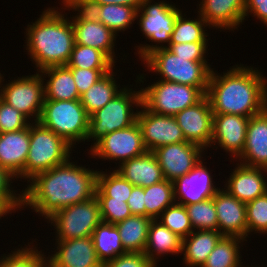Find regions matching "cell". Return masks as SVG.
I'll use <instances>...</instances> for the list:
<instances>
[{
	"instance_id": "6da1fadb",
	"label": "cell",
	"mask_w": 267,
	"mask_h": 267,
	"mask_svg": "<svg viewBox=\"0 0 267 267\" xmlns=\"http://www.w3.org/2000/svg\"><path fill=\"white\" fill-rule=\"evenodd\" d=\"M72 159L27 182V188L22 190V210L31 208L46 220L62 208L95 196L98 171L77 165Z\"/></svg>"
},
{
	"instance_id": "7a4b0ae2",
	"label": "cell",
	"mask_w": 267,
	"mask_h": 267,
	"mask_svg": "<svg viewBox=\"0 0 267 267\" xmlns=\"http://www.w3.org/2000/svg\"><path fill=\"white\" fill-rule=\"evenodd\" d=\"M222 73L213 68L209 78L206 96L213 114L251 117L267 108V78L262 70L240 63Z\"/></svg>"
},
{
	"instance_id": "3957f363",
	"label": "cell",
	"mask_w": 267,
	"mask_h": 267,
	"mask_svg": "<svg viewBox=\"0 0 267 267\" xmlns=\"http://www.w3.org/2000/svg\"><path fill=\"white\" fill-rule=\"evenodd\" d=\"M58 9V6L45 8L37 21L24 28L27 43L24 48L37 71L52 66H66L74 48L71 18L63 7Z\"/></svg>"
},
{
	"instance_id": "277c9868",
	"label": "cell",
	"mask_w": 267,
	"mask_h": 267,
	"mask_svg": "<svg viewBox=\"0 0 267 267\" xmlns=\"http://www.w3.org/2000/svg\"><path fill=\"white\" fill-rule=\"evenodd\" d=\"M153 2V3H152ZM173 2H166V0H143L140 8L137 10L136 21L141 29L143 36L152 42L151 45L139 44L135 49L142 61L151 52L167 48L170 45L171 33L174 30L176 18L182 11ZM154 42V43H153ZM156 43V44H155ZM167 45H166V44ZM155 44V45H153ZM165 44V45H164Z\"/></svg>"
},
{
	"instance_id": "5b68a950",
	"label": "cell",
	"mask_w": 267,
	"mask_h": 267,
	"mask_svg": "<svg viewBox=\"0 0 267 267\" xmlns=\"http://www.w3.org/2000/svg\"><path fill=\"white\" fill-rule=\"evenodd\" d=\"M73 147L59 135L43 126L39 121L30 123V147L21 172V179L26 182L38 173L48 171L71 159Z\"/></svg>"
},
{
	"instance_id": "8992f818",
	"label": "cell",
	"mask_w": 267,
	"mask_h": 267,
	"mask_svg": "<svg viewBox=\"0 0 267 267\" xmlns=\"http://www.w3.org/2000/svg\"><path fill=\"white\" fill-rule=\"evenodd\" d=\"M142 104L141 88L133 90L123 86V90L111 99L103 108L89 116L87 141L94 143L90 149L106 134L125 129L136 122L138 108ZM135 106L136 112L133 109Z\"/></svg>"
},
{
	"instance_id": "52a82bcc",
	"label": "cell",
	"mask_w": 267,
	"mask_h": 267,
	"mask_svg": "<svg viewBox=\"0 0 267 267\" xmlns=\"http://www.w3.org/2000/svg\"><path fill=\"white\" fill-rule=\"evenodd\" d=\"M141 62L149 72L160 76L158 80L198 87L206 95L213 69L208 62L188 61L167 48L151 52Z\"/></svg>"
},
{
	"instance_id": "ba28073f",
	"label": "cell",
	"mask_w": 267,
	"mask_h": 267,
	"mask_svg": "<svg viewBox=\"0 0 267 267\" xmlns=\"http://www.w3.org/2000/svg\"><path fill=\"white\" fill-rule=\"evenodd\" d=\"M39 122L73 148L88 136L89 115L80 100H44Z\"/></svg>"
},
{
	"instance_id": "9c48e42d",
	"label": "cell",
	"mask_w": 267,
	"mask_h": 267,
	"mask_svg": "<svg viewBox=\"0 0 267 267\" xmlns=\"http://www.w3.org/2000/svg\"><path fill=\"white\" fill-rule=\"evenodd\" d=\"M142 104L151 112L175 116L199 102L205 94L198 88L163 80L141 87Z\"/></svg>"
},
{
	"instance_id": "30bf717a",
	"label": "cell",
	"mask_w": 267,
	"mask_h": 267,
	"mask_svg": "<svg viewBox=\"0 0 267 267\" xmlns=\"http://www.w3.org/2000/svg\"><path fill=\"white\" fill-rule=\"evenodd\" d=\"M55 230V240L90 237L102 222L100 204L96 196L56 211L47 219Z\"/></svg>"
},
{
	"instance_id": "8fae6325",
	"label": "cell",
	"mask_w": 267,
	"mask_h": 267,
	"mask_svg": "<svg viewBox=\"0 0 267 267\" xmlns=\"http://www.w3.org/2000/svg\"><path fill=\"white\" fill-rule=\"evenodd\" d=\"M4 76L0 79V98L14 107L31 122L40 119L45 100L44 80L39 71L35 74L16 77L4 83ZM32 119V120H31Z\"/></svg>"
},
{
	"instance_id": "7c38bea8",
	"label": "cell",
	"mask_w": 267,
	"mask_h": 267,
	"mask_svg": "<svg viewBox=\"0 0 267 267\" xmlns=\"http://www.w3.org/2000/svg\"><path fill=\"white\" fill-rule=\"evenodd\" d=\"M61 5L66 11L70 10L77 13L71 17L73 25L75 44H80L87 47L104 52L114 63L117 60L115 54L116 35L112 30L96 20L88 11L84 10L74 0H62ZM77 11V12H76Z\"/></svg>"
},
{
	"instance_id": "4fadbf2b",
	"label": "cell",
	"mask_w": 267,
	"mask_h": 267,
	"mask_svg": "<svg viewBox=\"0 0 267 267\" xmlns=\"http://www.w3.org/2000/svg\"><path fill=\"white\" fill-rule=\"evenodd\" d=\"M147 152L137 121L131 126L106 134L90 150L93 158L114 162L120 165L124 161L139 157Z\"/></svg>"
},
{
	"instance_id": "5bb4252c",
	"label": "cell",
	"mask_w": 267,
	"mask_h": 267,
	"mask_svg": "<svg viewBox=\"0 0 267 267\" xmlns=\"http://www.w3.org/2000/svg\"><path fill=\"white\" fill-rule=\"evenodd\" d=\"M138 110L136 121L147 151L153 152L161 146L186 141L175 116L153 113L143 104Z\"/></svg>"
},
{
	"instance_id": "9a60e30c",
	"label": "cell",
	"mask_w": 267,
	"mask_h": 267,
	"mask_svg": "<svg viewBox=\"0 0 267 267\" xmlns=\"http://www.w3.org/2000/svg\"><path fill=\"white\" fill-rule=\"evenodd\" d=\"M205 149L189 141L161 146L153 151L163 176L168 181H175L191 171L203 158Z\"/></svg>"
},
{
	"instance_id": "2e32d148",
	"label": "cell",
	"mask_w": 267,
	"mask_h": 267,
	"mask_svg": "<svg viewBox=\"0 0 267 267\" xmlns=\"http://www.w3.org/2000/svg\"><path fill=\"white\" fill-rule=\"evenodd\" d=\"M204 161L201 159L191 171L173 181L175 203L185 206L202 202L220 189L214 185V176Z\"/></svg>"
},
{
	"instance_id": "e0dca14e",
	"label": "cell",
	"mask_w": 267,
	"mask_h": 267,
	"mask_svg": "<svg viewBox=\"0 0 267 267\" xmlns=\"http://www.w3.org/2000/svg\"><path fill=\"white\" fill-rule=\"evenodd\" d=\"M175 118L185 140L200 145L207 151L213 135V112L207 96L177 113Z\"/></svg>"
},
{
	"instance_id": "ac0fdd59",
	"label": "cell",
	"mask_w": 267,
	"mask_h": 267,
	"mask_svg": "<svg viewBox=\"0 0 267 267\" xmlns=\"http://www.w3.org/2000/svg\"><path fill=\"white\" fill-rule=\"evenodd\" d=\"M249 118L234 114H213L210 148L214 146L212 148L217 150L220 147L234 161L244 150Z\"/></svg>"
},
{
	"instance_id": "d6986e66",
	"label": "cell",
	"mask_w": 267,
	"mask_h": 267,
	"mask_svg": "<svg viewBox=\"0 0 267 267\" xmlns=\"http://www.w3.org/2000/svg\"><path fill=\"white\" fill-rule=\"evenodd\" d=\"M55 251L47 257V267H103L91 236L56 240Z\"/></svg>"
},
{
	"instance_id": "ffe728a7",
	"label": "cell",
	"mask_w": 267,
	"mask_h": 267,
	"mask_svg": "<svg viewBox=\"0 0 267 267\" xmlns=\"http://www.w3.org/2000/svg\"><path fill=\"white\" fill-rule=\"evenodd\" d=\"M236 168L224 182L225 189L239 201L247 203L267 192V169L235 164Z\"/></svg>"
},
{
	"instance_id": "44dd1931",
	"label": "cell",
	"mask_w": 267,
	"mask_h": 267,
	"mask_svg": "<svg viewBox=\"0 0 267 267\" xmlns=\"http://www.w3.org/2000/svg\"><path fill=\"white\" fill-rule=\"evenodd\" d=\"M197 8L199 15L210 28L233 31L245 20L246 0H202Z\"/></svg>"
},
{
	"instance_id": "7402d4cb",
	"label": "cell",
	"mask_w": 267,
	"mask_h": 267,
	"mask_svg": "<svg viewBox=\"0 0 267 267\" xmlns=\"http://www.w3.org/2000/svg\"><path fill=\"white\" fill-rule=\"evenodd\" d=\"M218 231L223 236H239L247 240L246 203L219 189L214 196Z\"/></svg>"
},
{
	"instance_id": "603a6c76",
	"label": "cell",
	"mask_w": 267,
	"mask_h": 267,
	"mask_svg": "<svg viewBox=\"0 0 267 267\" xmlns=\"http://www.w3.org/2000/svg\"><path fill=\"white\" fill-rule=\"evenodd\" d=\"M237 160L249 167L267 169V108L249 118L245 147Z\"/></svg>"
},
{
	"instance_id": "cb8c5ba5",
	"label": "cell",
	"mask_w": 267,
	"mask_h": 267,
	"mask_svg": "<svg viewBox=\"0 0 267 267\" xmlns=\"http://www.w3.org/2000/svg\"><path fill=\"white\" fill-rule=\"evenodd\" d=\"M30 147V125L22 130L0 134V167L6 169L16 180L25 168Z\"/></svg>"
},
{
	"instance_id": "d4e9b609",
	"label": "cell",
	"mask_w": 267,
	"mask_h": 267,
	"mask_svg": "<svg viewBox=\"0 0 267 267\" xmlns=\"http://www.w3.org/2000/svg\"><path fill=\"white\" fill-rule=\"evenodd\" d=\"M116 168L114 170L133 186L145 188L165 180L155 154L150 151L139 157L124 161Z\"/></svg>"
},
{
	"instance_id": "484cf974",
	"label": "cell",
	"mask_w": 267,
	"mask_h": 267,
	"mask_svg": "<svg viewBox=\"0 0 267 267\" xmlns=\"http://www.w3.org/2000/svg\"><path fill=\"white\" fill-rule=\"evenodd\" d=\"M223 237L218 230H194L182 239L181 254L187 267H202Z\"/></svg>"
},
{
	"instance_id": "4316f807",
	"label": "cell",
	"mask_w": 267,
	"mask_h": 267,
	"mask_svg": "<svg viewBox=\"0 0 267 267\" xmlns=\"http://www.w3.org/2000/svg\"><path fill=\"white\" fill-rule=\"evenodd\" d=\"M44 81L45 100H80V96L67 66H52L39 71ZM48 77V80L45 78Z\"/></svg>"
},
{
	"instance_id": "83f0119b",
	"label": "cell",
	"mask_w": 267,
	"mask_h": 267,
	"mask_svg": "<svg viewBox=\"0 0 267 267\" xmlns=\"http://www.w3.org/2000/svg\"><path fill=\"white\" fill-rule=\"evenodd\" d=\"M182 238L173 233L157 220H152L147 236L144 254L157 267L160 257L179 255L181 253Z\"/></svg>"
},
{
	"instance_id": "f1b7e54d",
	"label": "cell",
	"mask_w": 267,
	"mask_h": 267,
	"mask_svg": "<svg viewBox=\"0 0 267 267\" xmlns=\"http://www.w3.org/2000/svg\"><path fill=\"white\" fill-rule=\"evenodd\" d=\"M81 7L116 35L129 29L136 20L137 9L128 5L105 4Z\"/></svg>"
},
{
	"instance_id": "f546056e",
	"label": "cell",
	"mask_w": 267,
	"mask_h": 267,
	"mask_svg": "<svg viewBox=\"0 0 267 267\" xmlns=\"http://www.w3.org/2000/svg\"><path fill=\"white\" fill-rule=\"evenodd\" d=\"M116 75L117 73L111 70L80 96V102L89 116L103 108L123 90L116 81Z\"/></svg>"
},
{
	"instance_id": "4dcf8cb0",
	"label": "cell",
	"mask_w": 267,
	"mask_h": 267,
	"mask_svg": "<svg viewBox=\"0 0 267 267\" xmlns=\"http://www.w3.org/2000/svg\"><path fill=\"white\" fill-rule=\"evenodd\" d=\"M152 220L148 216L131 215L115 224L126 252H144Z\"/></svg>"
},
{
	"instance_id": "1f68e13d",
	"label": "cell",
	"mask_w": 267,
	"mask_h": 267,
	"mask_svg": "<svg viewBox=\"0 0 267 267\" xmlns=\"http://www.w3.org/2000/svg\"><path fill=\"white\" fill-rule=\"evenodd\" d=\"M98 259L105 262L126 253L115 224L101 222L91 235Z\"/></svg>"
},
{
	"instance_id": "d6a6232c",
	"label": "cell",
	"mask_w": 267,
	"mask_h": 267,
	"mask_svg": "<svg viewBox=\"0 0 267 267\" xmlns=\"http://www.w3.org/2000/svg\"><path fill=\"white\" fill-rule=\"evenodd\" d=\"M244 241L248 240L239 236H223L202 267H245L242 266V255L240 254V248L243 247Z\"/></svg>"
},
{
	"instance_id": "836d02e7",
	"label": "cell",
	"mask_w": 267,
	"mask_h": 267,
	"mask_svg": "<svg viewBox=\"0 0 267 267\" xmlns=\"http://www.w3.org/2000/svg\"><path fill=\"white\" fill-rule=\"evenodd\" d=\"M182 12L176 18L174 30L170 37V44L208 42L209 39L206 38L209 35L208 32H205L207 27L210 29L208 23L199 13L196 17L197 19H191L190 17L187 19L186 13L183 14Z\"/></svg>"
},
{
	"instance_id": "e575fe53",
	"label": "cell",
	"mask_w": 267,
	"mask_h": 267,
	"mask_svg": "<svg viewBox=\"0 0 267 267\" xmlns=\"http://www.w3.org/2000/svg\"><path fill=\"white\" fill-rule=\"evenodd\" d=\"M98 171L96 176V197H112V200H124L127 202L133 185L124 179L117 171ZM108 170V172H107Z\"/></svg>"
},
{
	"instance_id": "d590c367",
	"label": "cell",
	"mask_w": 267,
	"mask_h": 267,
	"mask_svg": "<svg viewBox=\"0 0 267 267\" xmlns=\"http://www.w3.org/2000/svg\"><path fill=\"white\" fill-rule=\"evenodd\" d=\"M175 203L173 182L163 180L144 188L146 216L156 220L160 214Z\"/></svg>"
},
{
	"instance_id": "8d00e7d4",
	"label": "cell",
	"mask_w": 267,
	"mask_h": 267,
	"mask_svg": "<svg viewBox=\"0 0 267 267\" xmlns=\"http://www.w3.org/2000/svg\"><path fill=\"white\" fill-rule=\"evenodd\" d=\"M66 66L80 69L115 70V63L104 52L80 44L74 45Z\"/></svg>"
},
{
	"instance_id": "74e56055",
	"label": "cell",
	"mask_w": 267,
	"mask_h": 267,
	"mask_svg": "<svg viewBox=\"0 0 267 267\" xmlns=\"http://www.w3.org/2000/svg\"><path fill=\"white\" fill-rule=\"evenodd\" d=\"M33 241L35 242V240H32L30 244L28 243V246H21L8 253V255L2 254L0 267H47L45 253H42V250L38 251L37 244L33 245Z\"/></svg>"
},
{
	"instance_id": "f35d334b",
	"label": "cell",
	"mask_w": 267,
	"mask_h": 267,
	"mask_svg": "<svg viewBox=\"0 0 267 267\" xmlns=\"http://www.w3.org/2000/svg\"><path fill=\"white\" fill-rule=\"evenodd\" d=\"M193 230H218L214 197L191 205H185Z\"/></svg>"
},
{
	"instance_id": "ab89813d",
	"label": "cell",
	"mask_w": 267,
	"mask_h": 267,
	"mask_svg": "<svg viewBox=\"0 0 267 267\" xmlns=\"http://www.w3.org/2000/svg\"><path fill=\"white\" fill-rule=\"evenodd\" d=\"M156 220L182 239L194 231L185 206L178 203L168 206Z\"/></svg>"
},
{
	"instance_id": "60d3db41",
	"label": "cell",
	"mask_w": 267,
	"mask_h": 267,
	"mask_svg": "<svg viewBox=\"0 0 267 267\" xmlns=\"http://www.w3.org/2000/svg\"><path fill=\"white\" fill-rule=\"evenodd\" d=\"M247 238L252 232L267 234V192L246 203Z\"/></svg>"
},
{
	"instance_id": "b9f144b4",
	"label": "cell",
	"mask_w": 267,
	"mask_h": 267,
	"mask_svg": "<svg viewBox=\"0 0 267 267\" xmlns=\"http://www.w3.org/2000/svg\"><path fill=\"white\" fill-rule=\"evenodd\" d=\"M97 199L100 204L102 222L116 224L132 215L124 200H112V197H97Z\"/></svg>"
},
{
	"instance_id": "7bdbcfd3",
	"label": "cell",
	"mask_w": 267,
	"mask_h": 267,
	"mask_svg": "<svg viewBox=\"0 0 267 267\" xmlns=\"http://www.w3.org/2000/svg\"><path fill=\"white\" fill-rule=\"evenodd\" d=\"M16 178L6 169L0 167V201L12 212L22 210V191L15 190L12 187ZM14 189V190H13ZM17 191V192H16Z\"/></svg>"
},
{
	"instance_id": "ee69618b",
	"label": "cell",
	"mask_w": 267,
	"mask_h": 267,
	"mask_svg": "<svg viewBox=\"0 0 267 267\" xmlns=\"http://www.w3.org/2000/svg\"><path fill=\"white\" fill-rule=\"evenodd\" d=\"M30 120L0 98V134L27 128Z\"/></svg>"
},
{
	"instance_id": "f6af8a7d",
	"label": "cell",
	"mask_w": 267,
	"mask_h": 267,
	"mask_svg": "<svg viewBox=\"0 0 267 267\" xmlns=\"http://www.w3.org/2000/svg\"><path fill=\"white\" fill-rule=\"evenodd\" d=\"M208 45V42L170 44L167 49L177 57L188 58V61L207 62Z\"/></svg>"
},
{
	"instance_id": "bcb514c9",
	"label": "cell",
	"mask_w": 267,
	"mask_h": 267,
	"mask_svg": "<svg viewBox=\"0 0 267 267\" xmlns=\"http://www.w3.org/2000/svg\"><path fill=\"white\" fill-rule=\"evenodd\" d=\"M72 72L79 96L85 93L92 85L99 81L105 74L111 70H94L69 68Z\"/></svg>"
},
{
	"instance_id": "7dc6e473",
	"label": "cell",
	"mask_w": 267,
	"mask_h": 267,
	"mask_svg": "<svg viewBox=\"0 0 267 267\" xmlns=\"http://www.w3.org/2000/svg\"><path fill=\"white\" fill-rule=\"evenodd\" d=\"M103 267H156L144 252H126L103 264Z\"/></svg>"
},
{
	"instance_id": "c3c4849f",
	"label": "cell",
	"mask_w": 267,
	"mask_h": 267,
	"mask_svg": "<svg viewBox=\"0 0 267 267\" xmlns=\"http://www.w3.org/2000/svg\"><path fill=\"white\" fill-rule=\"evenodd\" d=\"M244 15L245 20L252 15L267 27V0H246Z\"/></svg>"
},
{
	"instance_id": "681fc988",
	"label": "cell",
	"mask_w": 267,
	"mask_h": 267,
	"mask_svg": "<svg viewBox=\"0 0 267 267\" xmlns=\"http://www.w3.org/2000/svg\"><path fill=\"white\" fill-rule=\"evenodd\" d=\"M132 215L146 216V207L144 205V188L134 186L127 200Z\"/></svg>"
},
{
	"instance_id": "f907efd6",
	"label": "cell",
	"mask_w": 267,
	"mask_h": 267,
	"mask_svg": "<svg viewBox=\"0 0 267 267\" xmlns=\"http://www.w3.org/2000/svg\"><path fill=\"white\" fill-rule=\"evenodd\" d=\"M80 6H96L105 4H119L140 8L143 0H74Z\"/></svg>"
},
{
	"instance_id": "816d5d0a",
	"label": "cell",
	"mask_w": 267,
	"mask_h": 267,
	"mask_svg": "<svg viewBox=\"0 0 267 267\" xmlns=\"http://www.w3.org/2000/svg\"><path fill=\"white\" fill-rule=\"evenodd\" d=\"M9 214H12V212L0 201V220Z\"/></svg>"
}]
</instances>
